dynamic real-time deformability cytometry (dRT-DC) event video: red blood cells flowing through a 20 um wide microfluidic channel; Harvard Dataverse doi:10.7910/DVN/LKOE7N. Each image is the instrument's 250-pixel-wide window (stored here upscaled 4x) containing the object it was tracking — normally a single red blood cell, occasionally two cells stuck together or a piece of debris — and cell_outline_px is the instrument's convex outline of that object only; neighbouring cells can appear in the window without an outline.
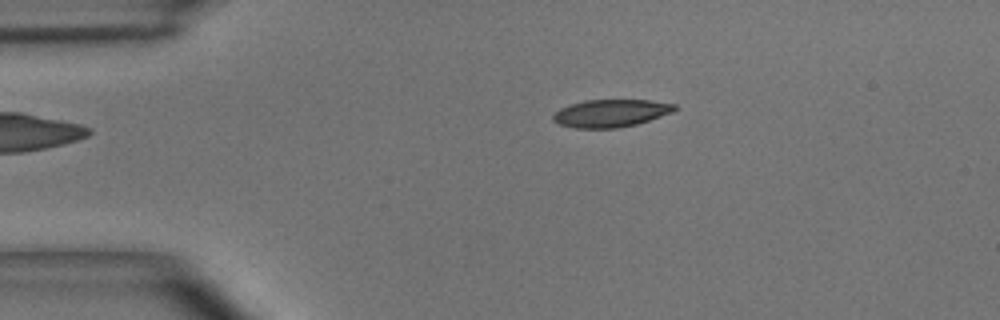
{"species": "common noctule bat (a hibernating species)", "species_latin": "Nyctalus noctula", "temperature_condition": "room temperature", "stored_images_in_passage": 2, "camera_frame_rate_fps": 3000, "um_per_image_px": 0.085, "animal": {"sex": "male", "body_mass_g": 15.6}, "frame": {"image": 1, "passage_image": 2, "time_ms": 0.333, "image_size_px": [1000, 320], "cell_outline_px": [[676, 108], [672, 112], [636, 124], [616, 128], [572, 128], [560, 124], [552, 120], [552, 116], [560, 108], [584, 100], [652, 100], [676, 104]], "centroid_in_image_um": [51.9, 9.62], "position_along_channel_um": 33.1, "area_um2": 19.42}}